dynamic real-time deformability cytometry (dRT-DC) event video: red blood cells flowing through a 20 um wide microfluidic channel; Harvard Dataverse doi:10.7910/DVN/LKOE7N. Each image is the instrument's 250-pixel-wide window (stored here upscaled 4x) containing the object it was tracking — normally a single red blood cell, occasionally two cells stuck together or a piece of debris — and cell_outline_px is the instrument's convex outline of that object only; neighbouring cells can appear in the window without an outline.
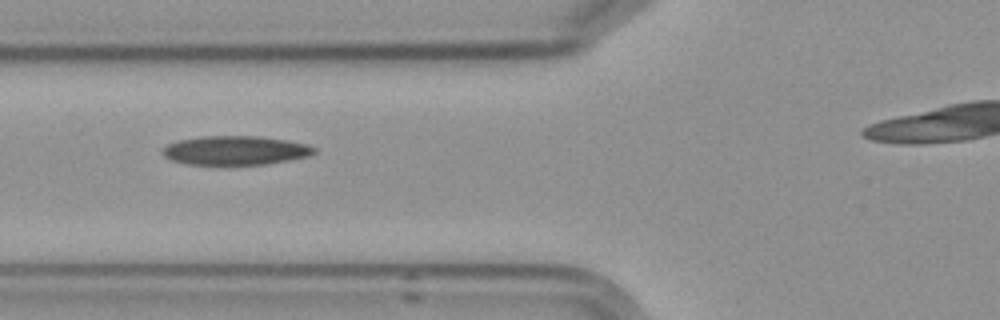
{"species": "Egyptian fruit bat (a non-hibernating species)", "species_latin": "Rousettus aegyptiacus", "temperature_condition": "cold", "stored_images_in_passage": 7, "camera_frame_rate_fps": 3000, "um_per_image_px": 0.085, "frame": {"image": 1, "passage_image": 4, "time_ms": 3.333, "image_size_px": [1000, 320], "cell_outline_px": [[316, 152], [308, 156], [288, 160], [264, 164], [188, 164], [172, 160], [164, 156], [160, 152], [168, 144], [176, 140], [200, 136], [260, 136], [288, 140], [308, 144], [316, 148]], "centroid_in_image_um": [20.0, 12.77], "position_along_channel_um": 105.8, "area_um2": 25.66}}
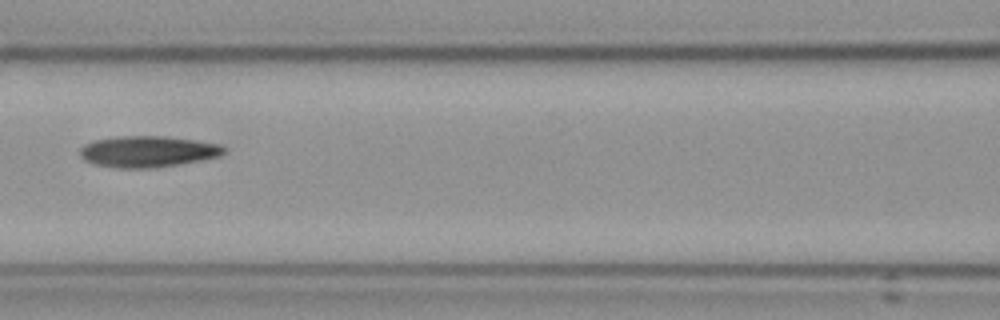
{"frame": {"image": 2, "passage_image": 5, "time_ms": 4.667, "image_size_px": [1000, 320], "cell_outline_px": [[224, 152], [216, 156], [176, 164], [148, 168], [116, 168], [92, 164], [84, 160], [80, 156], [80, 148], [84, 144], [92, 140], [116, 136], [164, 136], [220, 144], [224, 148]], "centroid_in_image_um": [12.43, 12.87], "position_along_channel_um": 154.2, "area_um2": 25.89}}